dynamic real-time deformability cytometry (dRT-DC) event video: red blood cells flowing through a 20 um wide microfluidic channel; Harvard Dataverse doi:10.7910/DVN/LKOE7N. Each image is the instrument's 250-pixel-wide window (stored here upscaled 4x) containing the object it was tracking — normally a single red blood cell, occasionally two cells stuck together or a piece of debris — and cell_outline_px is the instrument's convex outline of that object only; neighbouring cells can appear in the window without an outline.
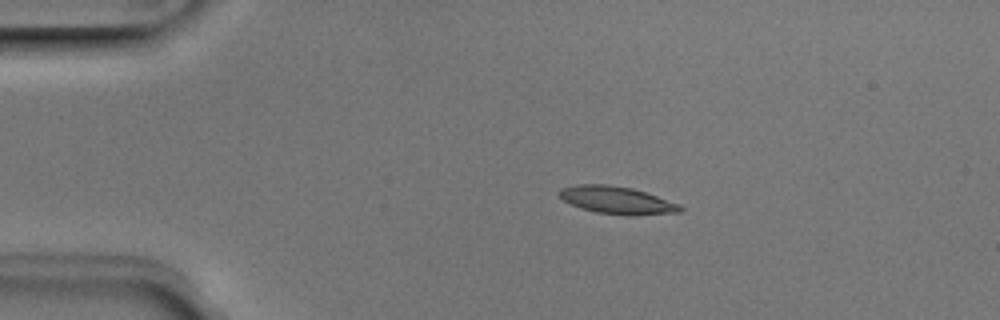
{"species": "Egyptian fruit bat (a non-hibernating species)", "species_latin": "Rousettus aegyptiacus", "temperature_condition": "room temperature", "stored_images_in_passage": 5, "camera_frame_rate_fps": 3000, "um_per_image_px": 0.085, "animal": {"sex": "male"}, "frame": {"image": 1, "passage_image": 2, "time_ms": 0.333, "image_size_px": [1000, 320], "cell_outline_px": [[684, 208], [680, 212], [628, 216], [596, 212], [580, 208], [564, 200], [556, 192], [560, 188], [580, 184], [608, 184], [632, 188], [680, 204]], "centroid_in_image_um": [52.42, 17.01], "position_along_channel_um": 32.6, "area_um2": 19.36}}
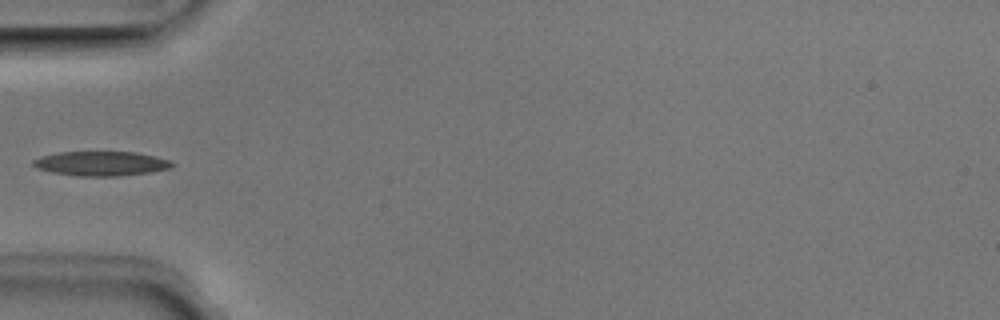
{"frame": {"image": 2, "passage_image": 4, "time_ms": 1.0, "image_size_px": [1000, 320], "cell_outline_px": [[176, 164], [168, 168], [148, 172], [116, 176], [80, 176], [52, 172], [36, 168], [32, 164], [32, 160], [40, 156], [60, 152], [136, 152], [156, 156], [168, 160]], "centroid_in_image_um": [8.56, 13.89], "position_along_channel_um": 76.4, "area_um2": 19.65}}